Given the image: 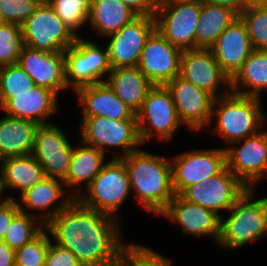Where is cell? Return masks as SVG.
I'll return each mask as SVG.
<instances>
[{
    "label": "cell",
    "mask_w": 267,
    "mask_h": 266,
    "mask_svg": "<svg viewBox=\"0 0 267 266\" xmlns=\"http://www.w3.org/2000/svg\"><path fill=\"white\" fill-rule=\"evenodd\" d=\"M121 223L74 198L45 228L54 243L75 254L84 266H118L126 244Z\"/></svg>",
    "instance_id": "cell-1"
},
{
    "label": "cell",
    "mask_w": 267,
    "mask_h": 266,
    "mask_svg": "<svg viewBox=\"0 0 267 266\" xmlns=\"http://www.w3.org/2000/svg\"><path fill=\"white\" fill-rule=\"evenodd\" d=\"M139 149L121 158L128 172L132 195L138 204L159 216L172 200V164L170 158Z\"/></svg>",
    "instance_id": "cell-2"
},
{
    "label": "cell",
    "mask_w": 267,
    "mask_h": 266,
    "mask_svg": "<svg viewBox=\"0 0 267 266\" xmlns=\"http://www.w3.org/2000/svg\"><path fill=\"white\" fill-rule=\"evenodd\" d=\"M261 98L240 95L230 91L215 98L210 131L229 144L252 136L266 127L267 117L262 110Z\"/></svg>",
    "instance_id": "cell-3"
},
{
    "label": "cell",
    "mask_w": 267,
    "mask_h": 266,
    "mask_svg": "<svg viewBox=\"0 0 267 266\" xmlns=\"http://www.w3.org/2000/svg\"><path fill=\"white\" fill-rule=\"evenodd\" d=\"M255 194L247 190L227 211L229 215L220 217L217 246L235 250L267 237V209L262 197L253 199Z\"/></svg>",
    "instance_id": "cell-4"
},
{
    "label": "cell",
    "mask_w": 267,
    "mask_h": 266,
    "mask_svg": "<svg viewBox=\"0 0 267 266\" xmlns=\"http://www.w3.org/2000/svg\"><path fill=\"white\" fill-rule=\"evenodd\" d=\"M99 174L76 199L84 206L118 220L119 210L131 193L129 176L121 158L107 159Z\"/></svg>",
    "instance_id": "cell-5"
},
{
    "label": "cell",
    "mask_w": 267,
    "mask_h": 266,
    "mask_svg": "<svg viewBox=\"0 0 267 266\" xmlns=\"http://www.w3.org/2000/svg\"><path fill=\"white\" fill-rule=\"evenodd\" d=\"M80 125V142L93 146L105 154L111 147L121 151L119 155L115 151L112 158H123L142 146L137 119L111 120L102 116H82Z\"/></svg>",
    "instance_id": "cell-6"
},
{
    "label": "cell",
    "mask_w": 267,
    "mask_h": 266,
    "mask_svg": "<svg viewBox=\"0 0 267 266\" xmlns=\"http://www.w3.org/2000/svg\"><path fill=\"white\" fill-rule=\"evenodd\" d=\"M94 42L81 36L64 51L65 81L73 92L83 86L105 82L112 70L107 47Z\"/></svg>",
    "instance_id": "cell-7"
},
{
    "label": "cell",
    "mask_w": 267,
    "mask_h": 266,
    "mask_svg": "<svg viewBox=\"0 0 267 266\" xmlns=\"http://www.w3.org/2000/svg\"><path fill=\"white\" fill-rule=\"evenodd\" d=\"M136 117L143 145L152 138L168 142L174 138L179 127L184 126L166 85H154L150 89Z\"/></svg>",
    "instance_id": "cell-8"
},
{
    "label": "cell",
    "mask_w": 267,
    "mask_h": 266,
    "mask_svg": "<svg viewBox=\"0 0 267 266\" xmlns=\"http://www.w3.org/2000/svg\"><path fill=\"white\" fill-rule=\"evenodd\" d=\"M21 29L24 45L45 52L65 51L78 38L47 0L40 2L33 14L21 25Z\"/></svg>",
    "instance_id": "cell-9"
},
{
    "label": "cell",
    "mask_w": 267,
    "mask_h": 266,
    "mask_svg": "<svg viewBox=\"0 0 267 266\" xmlns=\"http://www.w3.org/2000/svg\"><path fill=\"white\" fill-rule=\"evenodd\" d=\"M200 0L157 3L155 29L173 46L195 49V32L199 23Z\"/></svg>",
    "instance_id": "cell-10"
},
{
    "label": "cell",
    "mask_w": 267,
    "mask_h": 266,
    "mask_svg": "<svg viewBox=\"0 0 267 266\" xmlns=\"http://www.w3.org/2000/svg\"><path fill=\"white\" fill-rule=\"evenodd\" d=\"M172 164V187L181 194L187 187L203 182L220 173L226 167L224 147L191 149L170 158Z\"/></svg>",
    "instance_id": "cell-11"
},
{
    "label": "cell",
    "mask_w": 267,
    "mask_h": 266,
    "mask_svg": "<svg viewBox=\"0 0 267 266\" xmlns=\"http://www.w3.org/2000/svg\"><path fill=\"white\" fill-rule=\"evenodd\" d=\"M248 188L226 166L217 175L190 185L180 195L189 202L210 209L220 217L243 196Z\"/></svg>",
    "instance_id": "cell-12"
},
{
    "label": "cell",
    "mask_w": 267,
    "mask_h": 266,
    "mask_svg": "<svg viewBox=\"0 0 267 266\" xmlns=\"http://www.w3.org/2000/svg\"><path fill=\"white\" fill-rule=\"evenodd\" d=\"M68 134L55 123L40 125L35 134L32 155L43 167L46 177L67 179L74 145Z\"/></svg>",
    "instance_id": "cell-13"
},
{
    "label": "cell",
    "mask_w": 267,
    "mask_h": 266,
    "mask_svg": "<svg viewBox=\"0 0 267 266\" xmlns=\"http://www.w3.org/2000/svg\"><path fill=\"white\" fill-rule=\"evenodd\" d=\"M169 89L179 119L187 129L201 132L209 128L215 97L196 87L180 76L166 84Z\"/></svg>",
    "instance_id": "cell-14"
},
{
    "label": "cell",
    "mask_w": 267,
    "mask_h": 266,
    "mask_svg": "<svg viewBox=\"0 0 267 266\" xmlns=\"http://www.w3.org/2000/svg\"><path fill=\"white\" fill-rule=\"evenodd\" d=\"M179 76L215 98L231 91V80L222 71L210 49L183 50L180 58ZM220 86H223L222 92H220Z\"/></svg>",
    "instance_id": "cell-15"
},
{
    "label": "cell",
    "mask_w": 267,
    "mask_h": 266,
    "mask_svg": "<svg viewBox=\"0 0 267 266\" xmlns=\"http://www.w3.org/2000/svg\"><path fill=\"white\" fill-rule=\"evenodd\" d=\"M154 30V16H137L119 31L105 37L112 69L137 66L145 41Z\"/></svg>",
    "instance_id": "cell-16"
},
{
    "label": "cell",
    "mask_w": 267,
    "mask_h": 266,
    "mask_svg": "<svg viewBox=\"0 0 267 266\" xmlns=\"http://www.w3.org/2000/svg\"><path fill=\"white\" fill-rule=\"evenodd\" d=\"M224 149L226 166L249 188L261 176L267 161V128Z\"/></svg>",
    "instance_id": "cell-17"
},
{
    "label": "cell",
    "mask_w": 267,
    "mask_h": 266,
    "mask_svg": "<svg viewBox=\"0 0 267 266\" xmlns=\"http://www.w3.org/2000/svg\"><path fill=\"white\" fill-rule=\"evenodd\" d=\"M181 54L155 29L145 41L137 66L154 85H166L180 75Z\"/></svg>",
    "instance_id": "cell-18"
},
{
    "label": "cell",
    "mask_w": 267,
    "mask_h": 266,
    "mask_svg": "<svg viewBox=\"0 0 267 266\" xmlns=\"http://www.w3.org/2000/svg\"><path fill=\"white\" fill-rule=\"evenodd\" d=\"M180 225L184 234L194 237H208L217 244L220 235V216L199 204L189 202L175 194L166 209L159 215Z\"/></svg>",
    "instance_id": "cell-19"
},
{
    "label": "cell",
    "mask_w": 267,
    "mask_h": 266,
    "mask_svg": "<svg viewBox=\"0 0 267 266\" xmlns=\"http://www.w3.org/2000/svg\"><path fill=\"white\" fill-rule=\"evenodd\" d=\"M67 193L64 182L46 177L19 196L17 202L21 212L36 217L46 226L74 199Z\"/></svg>",
    "instance_id": "cell-20"
},
{
    "label": "cell",
    "mask_w": 267,
    "mask_h": 266,
    "mask_svg": "<svg viewBox=\"0 0 267 266\" xmlns=\"http://www.w3.org/2000/svg\"><path fill=\"white\" fill-rule=\"evenodd\" d=\"M18 64L32 78L36 86L45 87L58 96L69 90L65 81L64 51L45 52L24 45Z\"/></svg>",
    "instance_id": "cell-21"
},
{
    "label": "cell",
    "mask_w": 267,
    "mask_h": 266,
    "mask_svg": "<svg viewBox=\"0 0 267 266\" xmlns=\"http://www.w3.org/2000/svg\"><path fill=\"white\" fill-rule=\"evenodd\" d=\"M209 49L231 80L253 50L246 25L241 18H236Z\"/></svg>",
    "instance_id": "cell-22"
},
{
    "label": "cell",
    "mask_w": 267,
    "mask_h": 266,
    "mask_svg": "<svg viewBox=\"0 0 267 266\" xmlns=\"http://www.w3.org/2000/svg\"><path fill=\"white\" fill-rule=\"evenodd\" d=\"M58 102H60L59 96L55 92L35 85L27 93L14 94L0 110L5 111V115L10 117L48 125L51 121L47 120L60 108Z\"/></svg>",
    "instance_id": "cell-23"
},
{
    "label": "cell",
    "mask_w": 267,
    "mask_h": 266,
    "mask_svg": "<svg viewBox=\"0 0 267 266\" xmlns=\"http://www.w3.org/2000/svg\"><path fill=\"white\" fill-rule=\"evenodd\" d=\"M77 95L82 116H102L111 120L137 119L133 110L127 106L106 82L78 88Z\"/></svg>",
    "instance_id": "cell-24"
},
{
    "label": "cell",
    "mask_w": 267,
    "mask_h": 266,
    "mask_svg": "<svg viewBox=\"0 0 267 266\" xmlns=\"http://www.w3.org/2000/svg\"><path fill=\"white\" fill-rule=\"evenodd\" d=\"M105 82L136 114L154 84L138 66L119 67L110 71Z\"/></svg>",
    "instance_id": "cell-25"
},
{
    "label": "cell",
    "mask_w": 267,
    "mask_h": 266,
    "mask_svg": "<svg viewBox=\"0 0 267 266\" xmlns=\"http://www.w3.org/2000/svg\"><path fill=\"white\" fill-rule=\"evenodd\" d=\"M40 125L27 119L4 115L0 118V161L30 155Z\"/></svg>",
    "instance_id": "cell-26"
},
{
    "label": "cell",
    "mask_w": 267,
    "mask_h": 266,
    "mask_svg": "<svg viewBox=\"0 0 267 266\" xmlns=\"http://www.w3.org/2000/svg\"><path fill=\"white\" fill-rule=\"evenodd\" d=\"M79 144L81 145L74 146L68 176L64 181V185L69 191L74 187V192L73 190L69 192L74 198L82 192L81 185L85 189L107 163L105 162L107 154L83 142ZM76 186L77 188H75Z\"/></svg>",
    "instance_id": "cell-27"
},
{
    "label": "cell",
    "mask_w": 267,
    "mask_h": 266,
    "mask_svg": "<svg viewBox=\"0 0 267 266\" xmlns=\"http://www.w3.org/2000/svg\"><path fill=\"white\" fill-rule=\"evenodd\" d=\"M138 15L121 0H91L87 26L102 38L119 31Z\"/></svg>",
    "instance_id": "cell-28"
},
{
    "label": "cell",
    "mask_w": 267,
    "mask_h": 266,
    "mask_svg": "<svg viewBox=\"0 0 267 266\" xmlns=\"http://www.w3.org/2000/svg\"><path fill=\"white\" fill-rule=\"evenodd\" d=\"M3 188L17 190L20 196L46 178L43 167L30 154L8 157L0 161Z\"/></svg>",
    "instance_id": "cell-29"
},
{
    "label": "cell",
    "mask_w": 267,
    "mask_h": 266,
    "mask_svg": "<svg viewBox=\"0 0 267 266\" xmlns=\"http://www.w3.org/2000/svg\"><path fill=\"white\" fill-rule=\"evenodd\" d=\"M263 89L267 91V50L253 49L241 69L231 79V91L262 98Z\"/></svg>",
    "instance_id": "cell-30"
},
{
    "label": "cell",
    "mask_w": 267,
    "mask_h": 266,
    "mask_svg": "<svg viewBox=\"0 0 267 266\" xmlns=\"http://www.w3.org/2000/svg\"><path fill=\"white\" fill-rule=\"evenodd\" d=\"M239 15L231 8L211 3H201L199 23L195 32V49H209L220 34Z\"/></svg>",
    "instance_id": "cell-31"
},
{
    "label": "cell",
    "mask_w": 267,
    "mask_h": 266,
    "mask_svg": "<svg viewBox=\"0 0 267 266\" xmlns=\"http://www.w3.org/2000/svg\"><path fill=\"white\" fill-rule=\"evenodd\" d=\"M45 225L36 217L19 212L6 231L3 241L14 251L37 237Z\"/></svg>",
    "instance_id": "cell-32"
},
{
    "label": "cell",
    "mask_w": 267,
    "mask_h": 266,
    "mask_svg": "<svg viewBox=\"0 0 267 266\" xmlns=\"http://www.w3.org/2000/svg\"><path fill=\"white\" fill-rule=\"evenodd\" d=\"M55 13L78 37L81 28L87 26L91 0H47ZM78 30V32H77Z\"/></svg>",
    "instance_id": "cell-33"
},
{
    "label": "cell",
    "mask_w": 267,
    "mask_h": 266,
    "mask_svg": "<svg viewBox=\"0 0 267 266\" xmlns=\"http://www.w3.org/2000/svg\"><path fill=\"white\" fill-rule=\"evenodd\" d=\"M35 83L32 78L17 64H10L0 68V105L1 107L14 94H23L30 91Z\"/></svg>",
    "instance_id": "cell-34"
},
{
    "label": "cell",
    "mask_w": 267,
    "mask_h": 266,
    "mask_svg": "<svg viewBox=\"0 0 267 266\" xmlns=\"http://www.w3.org/2000/svg\"><path fill=\"white\" fill-rule=\"evenodd\" d=\"M172 260L155 249L137 243L125 244L118 266H172Z\"/></svg>",
    "instance_id": "cell-35"
},
{
    "label": "cell",
    "mask_w": 267,
    "mask_h": 266,
    "mask_svg": "<svg viewBox=\"0 0 267 266\" xmlns=\"http://www.w3.org/2000/svg\"><path fill=\"white\" fill-rule=\"evenodd\" d=\"M23 46L21 26L0 22V66L17 64Z\"/></svg>",
    "instance_id": "cell-36"
},
{
    "label": "cell",
    "mask_w": 267,
    "mask_h": 266,
    "mask_svg": "<svg viewBox=\"0 0 267 266\" xmlns=\"http://www.w3.org/2000/svg\"><path fill=\"white\" fill-rule=\"evenodd\" d=\"M239 17L246 25L252 48L267 50V7L244 9Z\"/></svg>",
    "instance_id": "cell-37"
},
{
    "label": "cell",
    "mask_w": 267,
    "mask_h": 266,
    "mask_svg": "<svg viewBox=\"0 0 267 266\" xmlns=\"http://www.w3.org/2000/svg\"><path fill=\"white\" fill-rule=\"evenodd\" d=\"M50 233L45 228L37 237L15 251V263L23 266H44Z\"/></svg>",
    "instance_id": "cell-38"
},
{
    "label": "cell",
    "mask_w": 267,
    "mask_h": 266,
    "mask_svg": "<svg viewBox=\"0 0 267 266\" xmlns=\"http://www.w3.org/2000/svg\"><path fill=\"white\" fill-rule=\"evenodd\" d=\"M42 0H0V22L22 25Z\"/></svg>",
    "instance_id": "cell-39"
},
{
    "label": "cell",
    "mask_w": 267,
    "mask_h": 266,
    "mask_svg": "<svg viewBox=\"0 0 267 266\" xmlns=\"http://www.w3.org/2000/svg\"><path fill=\"white\" fill-rule=\"evenodd\" d=\"M44 266H84L68 249L49 242Z\"/></svg>",
    "instance_id": "cell-40"
},
{
    "label": "cell",
    "mask_w": 267,
    "mask_h": 266,
    "mask_svg": "<svg viewBox=\"0 0 267 266\" xmlns=\"http://www.w3.org/2000/svg\"><path fill=\"white\" fill-rule=\"evenodd\" d=\"M20 212L17 199H7L0 203V240H3L12 219Z\"/></svg>",
    "instance_id": "cell-41"
},
{
    "label": "cell",
    "mask_w": 267,
    "mask_h": 266,
    "mask_svg": "<svg viewBox=\"0 0 267 266\" xmlns=\"http://www.w3.org/2000/svg\"><path fill=\"white\" fill-rule=\"evenodd\" d=\"M138 16H154L157 9V0H121Z\"/></svg>",
    "instance_id": "cell-42"
},
{
    "label": "cell",
    "mask_w": 267,
    "mask_h": 266,
    "mask_svg": "<svg viewBox=\"0 0 267 266\" xmlns=\"http://www.w3.org/2000/svg\"><path fill=\"white\" fill-rule=\"evenodd\" d=\"M15 251L3 240H0V266H14Z\"/></svg>",
    "instance_id": "cell-43"
},
{
    "label": "cell",
    "mask_w": 267,
    "mask_h": 266,
    "mask_svg": "<svg viewBox=\"0 0 267 266\" xmlns=\"http://www.w3.org/2000/svg\"><path fill=\"white\" fill-rule=\"evenodd\" d=\"M200 2L229 7L238 15L245 9L244 0H200Z\"/></svg>",
    "instance_id": "cell-44"
},
{
    "label": "cell",
    "mask_w": 267,
    "mask_h": 266,
    "mask_svg": "<svg viewBox=\"0 0 267 266\" xmlns=\"http://www.w3.org/2000/svg\"><path fill=\"white\" fill-rule=\"evenodd\" d=\"M245 9L267 7V0H244Z\"/></svg>",
    "instance_id": "cell-45"
},
{
    "label": "cell",
    "mask_w": 267,
    "mask_h": 266,
    "mask_svg": "<svg viewBox=\"0 0 267 266\" xmlns=\"http://www.w3.org/2000/svg\"><path fill=\"white\" fill-rule=\"evenodd\" d=\"M263 178H267V161L261 176L248 188V190L256 193L257 184H259V181H261V179L263 180Z\"/></svg>",
    "instance_id": "cell-46"
},
{
    "label": "cell",
    "mask_w": 267,
    "mask_h": 266,
    "mask_svg": "<svg viewBox=\"0 0 267 266\" xmlns=\"http://www.w3.org/2000/svg\"><path fill=\"white\" fill-rule=\"evenodd\" d=\"M5 192L4 188H3V181H2V174H1V170H0V203L6 201L7 199H16L15 196L9 195V196H3V193Z\"/></svg>",
    "instance_id": "cell-47"
},
{
    "label": "cell",
    "mask_w": 267,
    "mask_h": 266,
    "mask_svg": "<svg viewBox=\"0 0 267 266\" xmlns=\"http://www.w3.org/2000/svg\"><path fill=\"white\" fill-rule=\"evenodd\" d=\"M180 1H191V0H157V3H174Z\"/></svg>",
    "instance_id": "cell-48"
},
{
    "label": "cell",
    "mask_w": 267,
    "mask_h": 266,
    "mask_svg": "<svg viewBox=\"0 0 267 266\" xmlns=\"http://www.w3.org/2000/svg\"><path fill=\"white\" fill-rule=\"evenodd\" d=\"M263 200H264V203H265V206H266V209H267V196L266 197H262Z\"/></svg>",
    "instance_id": "cell-49"
}]
</instances>
